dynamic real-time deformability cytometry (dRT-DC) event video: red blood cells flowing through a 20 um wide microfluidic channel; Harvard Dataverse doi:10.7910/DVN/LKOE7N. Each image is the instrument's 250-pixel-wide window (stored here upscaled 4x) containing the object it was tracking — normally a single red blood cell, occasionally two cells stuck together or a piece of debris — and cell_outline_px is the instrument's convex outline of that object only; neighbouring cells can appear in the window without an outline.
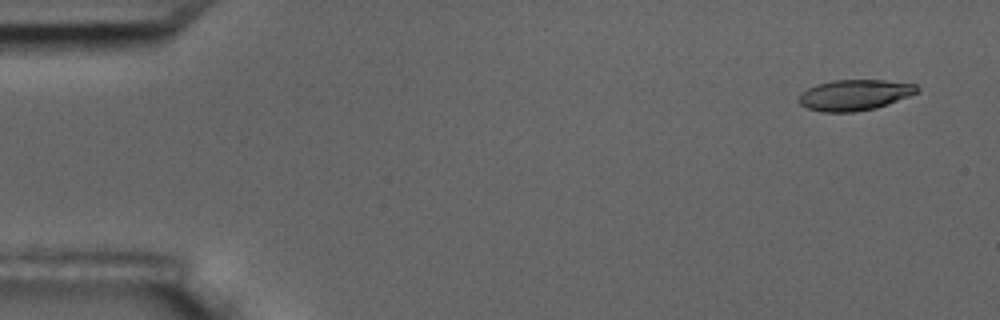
{"species": "common noctule bat (a hibernating species)", "species_latin": "Nyctalus noctula", "temperature_condition": "room temperature", "stored_images_in_passage": 4, "camera_frame_rate_fps": 3000, "um_per_image_px": 0.085, "animal": {"sex": "male", "body_mass_g": 17.5, "forearm_length_mm": 52.3}, "frame": {"image": 1, "passage_image": 1, "time_ms": 0.0, "image_size_px": [1000, 320], "cell_outline_px": [[920, 88], [916, 92], [908, 96], [888, 104], [876, 108], [852, 112], [820, 112], [808, 108], [800, 104], [796, 100], [800, 92], [816, 84], [832, 80], [884, 80], [916, 84]], "centroid_in_image_um": [72.59, 8.07], "position_along_channel_um": 12.4, "area_um2": 21.33}}
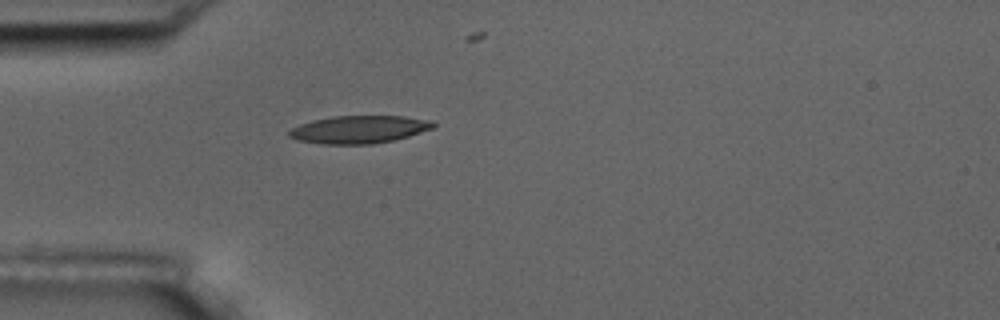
{"frame": {"image": 2, "passage_image": 4, "time_ms": 4.333, "image_size_px": [1000, 320], "cell_outline_px": [[436, 124], [432, 128], [408, 136], [392, 140], [372, 144], [320, 144], [300, 140], [288, 136], [288, 132], [292, 128], [300, 124], [312, 120], [332, 116], [404, 116], [432, 120]], "centroid_in_image_um": [30.51, 11.0], "position_along_channel_um": 54.5, "area_um2": 23.18}}